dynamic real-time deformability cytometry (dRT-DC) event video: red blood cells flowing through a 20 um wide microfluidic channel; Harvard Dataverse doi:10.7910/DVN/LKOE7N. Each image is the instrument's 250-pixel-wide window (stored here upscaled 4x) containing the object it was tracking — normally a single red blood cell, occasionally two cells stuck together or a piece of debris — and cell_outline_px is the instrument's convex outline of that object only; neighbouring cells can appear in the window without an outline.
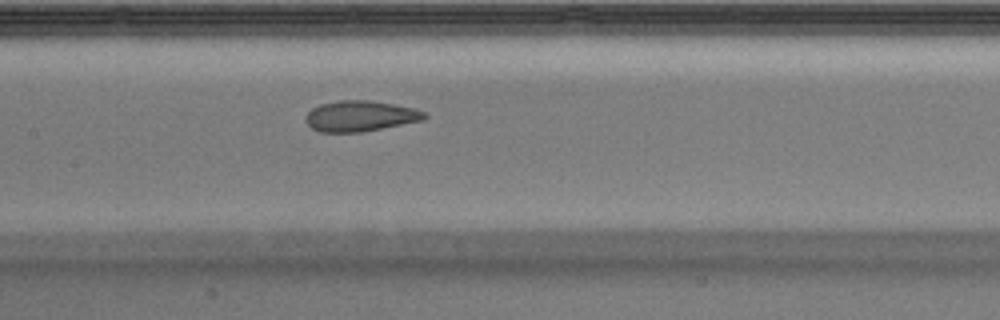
{"species": "Egyptian fruit bat (a non-hibernating species)", "species_latin": "Rousettus aegyptiacus", "temperature_condition": "warm", "stored_images_in_passage": 30, "camera_frame_rate_fps": 3000, "um_per_image_px": 0.085, "animal": {"sex": "male"}, "frame": {"image": 1, "passage_image": 9, "time_ms": 2.667, "image_size_px": [1000, 320], "cell_outline_px": [[428, 116], [424, 120], [360, 132], [320, 132], [312, 128], [304, 120], [308, 112], [312, 108], [320, 104], [340, 100], [372, 100], [416, 108], [424, 112]], "centroid_in_image_um": [30.63, 9.85], "position_along_channel_um": 176.8, "area_um2": 21.27}}
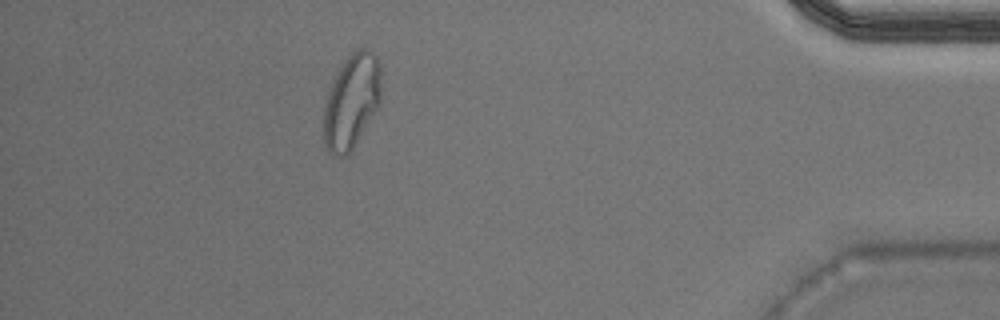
{"frame": {"image": 2, "passage_image": 26, "time_ms": 8.333, "image_size_px": [1000, 320], "cell_outline_px": [[380, 104], [348, 156], [332, 156], [324, 140], [324, 100], [344, 60], [356, 48], [368, 48], [376, 56], [380, 64]], "centroid_in_image_um": [29.89, 8.61], "position_along_channel_um": 405.3, "area_um2": 31.5}}